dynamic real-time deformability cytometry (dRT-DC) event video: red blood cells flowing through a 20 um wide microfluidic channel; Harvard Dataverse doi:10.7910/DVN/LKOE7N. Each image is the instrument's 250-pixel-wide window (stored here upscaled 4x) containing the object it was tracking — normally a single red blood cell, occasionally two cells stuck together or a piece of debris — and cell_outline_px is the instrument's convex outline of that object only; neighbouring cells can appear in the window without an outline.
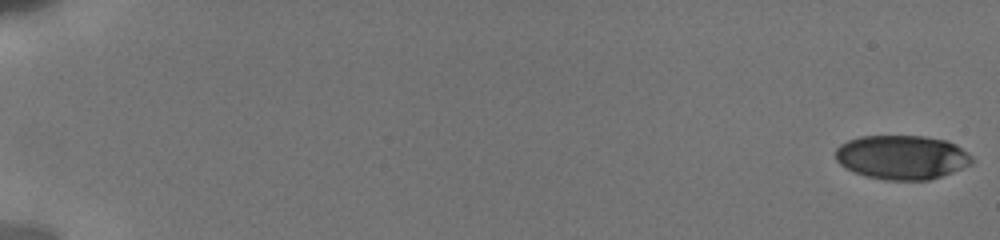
{"species": "human", "species_latin": "Homo sapiens", "temperature_condition": "cold", "stored_images_in_passage": 53, "camera_frame_rate_fps": 3000, "um_per_image_px": 0.085, "donor": {"sex": "male"}, "frame": {"image": 1, "passage_image": 1, "time_ms": 0.0, "image_size_px": [1000, 240], "cell_outline_px": [[972, 164], [952, 172], [928, 180], [884, 180], [868, 176], [856, 172], [840, 164], [836, 160], [836, 148], [840, 144], [848, 140], [860, 136], [924, 136], [948, 140], [956, 144], [968, 152], [972, 156]], "centroid_in_image_um": [76.69, 13.35], "position_along_channel_um": 8.3, "area_um2": 35.08}}
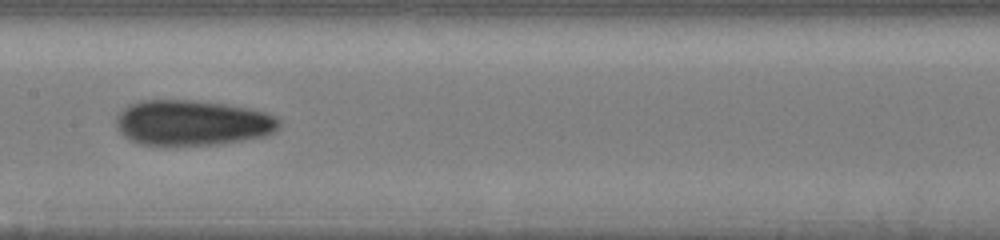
{"frame": {"image": 2, "passage_image": 27, "time_ms": 10.0, "image_size_px": [1000, 240], "cell_outline_px": [[280, 128], [276, 132], [264, 136], [244, 140], [220, 144], [140, 144], [124, 136], [120, 132], [116, 124], [116, 116], [128, 104], [140, 100], [192, 100], [228, 104], [248, 108], [264, 112], [276, 116], [280, 120]], "centroid_in_image_um": [16.38, 10.42], "position_along_channel_um": 191.0, "area_um2": 43.12}}
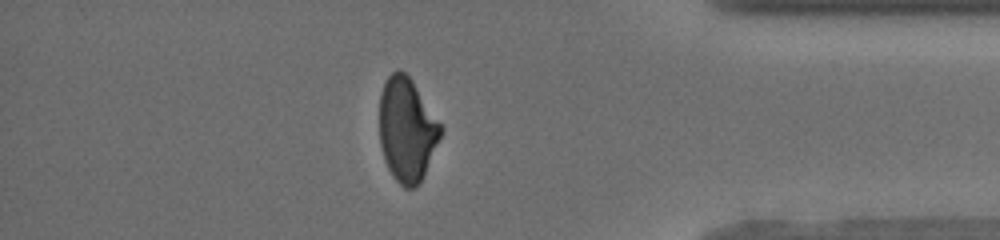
{"frame": {"image": 3, "passage_image": 46, "time_ms": 16.0, "image_size_px": [1000, 240], "cell_outline_px": [[444, 128], [424, 172], [420, 180], [412, 188], [404, 188], [396, 180], [388, 168], [384, 160], [380, 144], [380, 92], [388, 76], [392, 72], [404, 72], [412, 80]], "centroid_in_image_um": [34.57, 11.0], "position_along_channel_um": 400.6, "area_um2": 36.41}}